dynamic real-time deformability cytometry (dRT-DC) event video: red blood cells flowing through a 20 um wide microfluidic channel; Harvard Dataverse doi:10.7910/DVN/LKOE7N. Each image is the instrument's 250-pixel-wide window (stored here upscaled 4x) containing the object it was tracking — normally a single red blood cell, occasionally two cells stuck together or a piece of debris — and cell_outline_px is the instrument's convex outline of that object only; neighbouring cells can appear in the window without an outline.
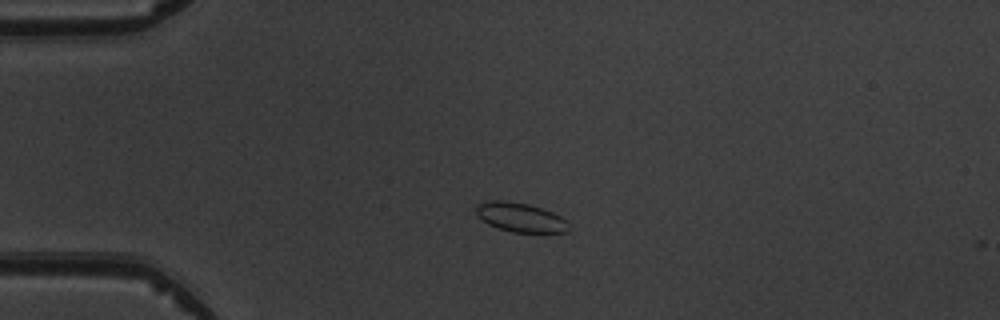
{"species": "common noctule bat (a hibernating species)", "species_latin": "Nyctalus noctula", "temperature_condition": "warm", "stored_images_in_passage": 9, "camera_frame_rate_fps": 3000, "um_per_image_px": 0.085, "animal": {"sex": "male", "body_mass_g": 19.5, "forearm_length_mm": 54.6}, "frame": {"image": 1, "passage_image": 3, "time_ms": 2.0, "image_size_px": [1000, 320], "cell_outline_px": [[568, 232], [544, 236], [512, 232], [488, 224], [476, 216], [476, 204], [488, 200], [504, 200], [528, 204], [552, 212], [560, 216], [564, 220], [568, 228]], "centroid_in_image_um": [44.25, 18.53], "position_along_channel_um": 40.7, "area_um2": 16.42}}
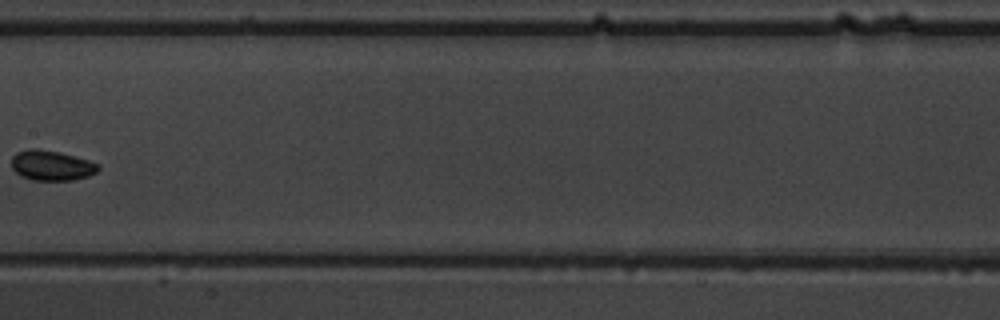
{"frame": {"image": 2, "passage_image": 7, "time_ms": 7.0, "image_size_px": [1000, 320], "cell_outline_px": [[100, 168], [96, 172], [88, 176], [72, 180], [32, 180], [20, 176], [12, 168], [12, 156], [16, 152], [28, 148], [40, 148], [60, 152], [88, 160], [100, 164]], "centroid_in_image_um": [4.36, 14.05], "position_along_channel_um": 203.0, "area_um2": 15.37}}
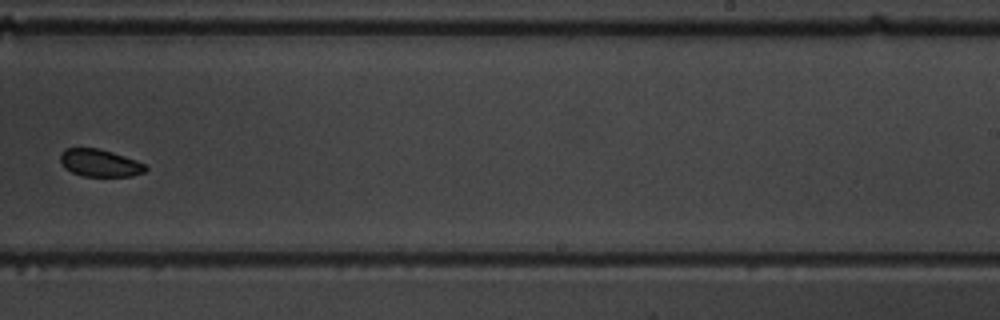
{"frame": {"image": 3, "passage_image": 9, "time_ms": 9.0, "image_size_px": [1000, 320], "cell_outline_px": [[148, 168], [144, 172], [132, 176], [84, 176], [72, 172], [64, 168], [60, 160], [60, 152], [64, 148], [100, 148], [136, 160], [144, 164]], "centroid_in_image_um": [8.46, 13.84], "position_along_channel_um": 280.5, "area_um2": 13.64}}